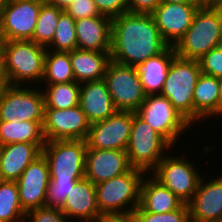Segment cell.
Returning a JSON list of instances; mask_svg holds the SVG:
<instances>
[{
	"mask_svg": "<svg viewBox=\"0 0 222 222\" xmlns=\"http://www.w3.org/2000/svg\"><path fill=\"white\" fill-rule=\"evenodd\" d=\"M168 46L152 14L127 12L112 19L110 57L116 63L135 67Z\"/></svg>",
	"mask_w": 222,
	"mask_h": 222,
	"instance_id": "obj_1",
	"label": "cell"
},
{
	"mask_svg": "<svg viewBox=\"0 0 222 222\" xmlns=\"http://www.w3.org/2000/svg\"><path fill=\"white\" fill-rule=\"evenodd\" d=\"M47 48L31 40H0L4 74L8 85L41 81ZM32 81V82H31Z\"/></svg>",
	"mask_w": 222,
	"mask_h": 222,
	"instance_id": "obj_2",
	"label": "cell"
},
{
	"mask_svg": "<svg viewBox=\"0 0 222 222\" xmlns=\"http://www.w3.org/2000/svg\"><path fill=\"white\" fill-rule=\"evenodd\" d=\"M221 42L222 5L200 6L191 26L174 48L178 57L198 61L211 49L221 46Z\"/></svg>",
	"mask_w": 222,
	"mask_h": 222,
	"instance_id": "obj_3",
	"label": "cell"
},
{
	"mask_svg": "<svg viewBox=\"0 0 222 222\" xmlns=\"http://www.w3.org/2000/svg\"><path fill=\"white\" fill-rule=\"evenodd\" d=\"M143 175H146L144 171L131 168L120 176L95 184L100 214L104 217L133 213L140 204V187Z\"/></svg>",
	"mask_w": 222,
	"mask_h": 222,
	"instance_id": "obj_4",
	"label": "cell"
},
{
	"mask_svg": "<svg viewBox=\"0 0 222 222\" xmlns=\"http://www.w3.org/2000/svg\"><path fill=\"white\" fill-rule=\"evenodd\" d=\"M201 74L197 60L173 58L161 95L165 96L178 113L191 125L194 123V89Z\"/></svg>",
	"mask_w": 222,
	"mask_h": 222,
	"instance_id": "obj_5",
	"label": "cell"
},
{
	"mask_svg": "<svg viewBox=\"0 0 222 222\" xmlns=\"http://www.w3.org/2000/svg\"><path fill=\"white\" fill-rule=\"evenodd\" d=\"M171 147L160 134L133 112L131 133L126 148L132 168L142 170L148 174L156 168L166 155L164 152L171 150Z\"/></svg>",
	"mask_w": 222,
	"mask_h": 222,
	"instance_id": "obj_6",
	"label": "cell"
},
{
	"mask_svg": "<svg viewBox=\"0 0 222 222\" xmlns=\"http://www.w3.org/2000/svg\"><path fill=\"white\" fill-rule=\"evenodd\" d=\"M86 153L84 140L46 141L42 154L49 166L50 180L79 181L85 178Z\"/></svg>",
	"mask_w": 222,
	"mask_h": 222,
	"instance_id": "obj_7",
	"label": "cell"
},
{
	"mask_svg": "<svg viewBox=\"0 0 222 222\" xmlns=\"http://www.w3.org/2000/svg\"><path fill=\"white\" fill-rule=\"evenodd\" d=\"M135 113L160 134L173 148L181 134L192 126L161 94L146 95ZM185 130V131H184Z\"/></svg>",
	"mask_w": 222,
	"mask_h": 222,
	"instance_id": "obj_8",
	"label": "cell"
},
{
	"mask_svg": "<svg viewBox=\"0 0 222 222\" xmlns=\"http://www.w3.org/2000/svg\"><path fill=\"white\" fill-rule=\"evenodd\" d=\"M28 86L8 85L0 93V121H44V94Z\"/></svg>",
	"mask_w": 222,
	"mask_h": 222,
	"instance_id": "obj_9",
	"label": "cell"
},
{
	"mask_svg": "<svg viewBox=\"0 0 222 222\" xmlns=\"http://www.w3.org/2000/svg\"><path fill=\"white\" fill-rule=\"evenodd\" d=\"M103 79L117 110L135 112L146 98L140 76L133 66L111 60Z\"/></svg>",
	"mask_w": 222,
	"mask_h": 222,
	"instance_id": "obj_10",
	"label": "cell"
},
{
	"mask_svg": "<svg viewBox=\"0 0 222 222\" xmlns=\"http://www.w3.org/2000/svg\"><path fill=\"white\" fill-rule=\"evenodd\" d=\"M196 168L193 162L184 157L166 154L150 175L184 203H188L193 198L202 178Z\"/></svg>",
	"mask_w": 222,
	"mask_h": 222,
	"instance_id": "obj_11",
	"label": "cell"
},
{
	"mask_svg": "<svg viewBox=\"0 0 222 222\" xmlns=\"http://www.w3.org/2000/svg\"><path fill=\"white\" fill-rule=\"evenodd\" d=\"M44 0H4L0 17V40H30Z\"/></svg>",
	"mask_w": 222,
	"mask_h": 222,
	"instance_id": "obj_12",
	"label": "cell"
},
{
	"mask_svg": "<svg viewBox=\"0 0 222 222\" xmlns=\"http://www.w3.org/2000/svg\"><path fill=\"white\" fill-rule=\"evenodd\" d=\"M133 122V111L117 110L103 121L90 125L85 139L87 149L126 151Z\"/></svg>",
	"mask_w": 222,
	"mask_h": 222,
	"instance_id": "obj_13",
	"label": "cell"
},
{
	"mask_svg": "<svg viewBox=\"0 0 222 222\" xmlns=\"http://www.w3.org/2000/svg\"><path fill=\"white\" fill-rule=\"evenodd\" d=\"M90 125L79 105L69 109L44 108L43 133L46 141H85Z\"/></svg>",
	"mask_w": 222,
	"mask_h": 222,
	"instance_id": "obj_14",
	"label": "cell"
},
{
	"mask_svg": "<svg viewBox=\"0 0 222 222\" xmlns=\"http://www.w3.org/2000/svg\"><path fill=\"white\" fill-rule=\"evenodd\" d=\"M50 182L49 166L43 154L32 161L16 181L24 212L44 207Z\"/></svg>",
	"mask_w": 222,
	"mask_h": 222,
	"instance_id": "obj_15",
	"label": "cell"
},
{
	"mask_svg": "<svg viewBox=\"0 0 222 222\" xmlns=\"http://www.w3.org/2000/svg\"><path fill=\"white\" fill-rule=\"evenodd\" d=\"M200 6V4L161 2L154 10L152 16L156 26L161 37L169 46H175L184 36Z\"/></svg>",
	"mask_w": 222,
	"mask_h": 222,
	"instance_id": "obj_16",
	"label": "cell"
},
{
	"mask_svg": "<svg viewBox=\"0 0 222 222\" xmlns=\"http://www.w3.org/2000/svg\"><path fill=\"white\" fill-rule=\"evenodd\" d=\"M131 168L126 151L87 149L85 178L94 185L120 176Z\"/></svg>",
	"mask_w": 222,
	"mask_h": 222,
	"instance_id": "obj_17",
	"label": "cell"
},
{
	"mask_svg": "<svg viewBox=\"0 0 222 222\" xmlns=\"http://www.w3.org/2000/svg\"><path fill=\"white\" fill-rule=\"evenodd\" d=\"M203 180L187 203L190 222L222 221V175L208 182Z\"/></svg>",
	"mask_w": 222,
	"mask_h": 222,
	"instance_id": "obj_18",
	"label": "cell"
},
{
	"mask_svg": "<svg viewBox=\"0 0 222 222\" xmlns=\"http://www.w3.org/2000/svg\"><path fill=\"white\" fill-rule=\"evenodd\" d=\"M61 211L71 222L78 218L80 222H100L103 216L97 205L95 185L86 178L77 181L68 193Z\"/></svg>",
	"mask_w": 222,
	"mask_h": 222,
	"instance_id": "obj_19",
	"label": "cell"
},
{
	"mask_svg": "<svg viewBox=\"0 0 222 222\" xmlns=\"http://www.w3.org/2000/svg\"><path fill=\"white\" fill-rule=\"evenodd\" d=\"M79 106L90 124L103 121L117 111L104 79L80 85Z\"/></svg>",
	"mask_w": 222,
	"mask_h": 222,
	"instance_id": "obj_20",
	"label": "cell"
},
{
	"mask_svg": "<svg viewBox=\"0 0 222 222\" xmlns=\"http://www.w3.org/2000/svg\"><path fill=\"white\" fill-rule=\"evenodd\" d=\"M77 48L81 50L110 52L112 18L99 15L75 21Z\"/></svg>",
	"mask_w": 222,
	"mask_h": 222,
	"instance_id": "obj_21",
	"label": "cell"
},
{
	"mask_svg": "<svg viewBox=\"0 0 222 222\" xmlns=\"http://www.w3.org/2000/svg\"><path fill=\"white\" fill-rule=\"evenodd\" d=\"M42 154L37 144L27 142L0 146V180L17 181L22 172Z\"/></svg>",
	"mask_w": 222,
	"mask_h": 222,
	"instance_id": "obj_22",
	"label": "cell"
},
{
	"mask_svg": "<svg viewBox=\"0 0 222 222\" xmlns=\"http://www.w3.org/2000/svg\"><path fill=\"white\" fill-rule=\"evenodd\" d=\"M150 173L143 177L140 187V204L134 211L167 213L181 208L185 203L163 186ZM148 177V178H147Z\"/></svg>",
	"mask_w": 222,
	"mask_h": 222,
	"instance_id": "obj_23",
	"label": "cell"
},
{
	"mask_svg": "<svg viewBox=\"0 0 222 222\" xmlns=\"http://www.w3.org/2000/svg\"><path fill=\"white\" fill-rule=\"evenodd\" d=\"M175 56L174 46H168L162 53L135 66L146 95L162 92L169 66Z\"/></svg>",
	"mask_w": 222,
	"mask_h": 222,
	"instance_id": "obj_24",
	"label": "cell"
},
{
	"mask_svg": "<svg viewBox=\"0 0 222 222\" xmlns=\"http://www.w3.org/2000/svg\"><path fill=\"white\" fill-rule=\"evenodd\" d=\"M70 61L75 81L82 84L103 79L111 57L110 52L89 51L77 48L70 51Z\"/></svg>",
	"mask_w": 222,
	"mask_h": 222,
	"instance_id": "obj_25",
	"label": "cell"
},
{
	"mask_svg": "<svg viewBox=\"0 0 222 222\" xmlns=\"http://www.w3.org/2000/svg\"><path fill=\"white\" fill-rule=\"evenodd\" d=\"M220 79L201 73L194 89V122L218 116ZM210 116V117H209Z\"/></svg>",
	"mask_w": 222,
	"mask_h": 222,
	"instance_id": "obj_26",
	"label": "cell"
},
{
	"mask_svg": "<svg viewBox=\"0 0 222 222\" xmlns=\"http://www.w3.org/2000/svg\"><path fill=\"white\" fill-rule=\"evenodd\" d=\"M22 142L37 144L42 149L46 143L43 122L0 121V146Z\"/></svg>",
	"mask_w": 222,
	"mask_h": 222,
	"instance_id": "obj_27",
	"label": "cell"
},
{
	"mask_svg": "<svg viewBox=\"0 0 222 222\" xmlns=\"http://www.w3.org/2000/svg\"><path fill=\"white\" fill-rule=\"evenodd\" d=\"M42 81L46 85L75 81L70 61V52L48 51L47 49Z\"/></svg>",
	"mask_w": 222,
	"mask_h": 222,
	"instance_id": "obj_28",
	"label": "cell"
},
{
	"mask_svg": "<svg viewBox=\"0 0 222 222\" xmlns=\"http://www.w3.org/2000/svg\"><path fill=\"white\" fill-rule=\"evenodd\" d=\"M80 83L76 81L46 85L45 108L69 109L79 105Z\"/></svg>",
	"mask_w": 222,
	"mask_h": 222,
	"instance_id": "obj_29",
	"label": "cell"
},
{
	"mask_svg": "<svg viewBox=\"0 0 222 222\" xmlns=\"http://www.w3.org/2000/svg\"><path fill=\"white\" fill-rule=\"evenodd\" d=\"M25 217L17 183L0 180V222H25Z\"/></svg>",
	"mask_w": 222,
	"mask_h": 222,
	"instance_id": "obj_30",
	"label": "cell"
},
{
	"mask_svg": "<svg viewBox=\"0 0 222 222\" xmlns=\"http://www.w3.org/2000/svg\"><path fill=\"white\" fill-rule=\"evenodd\" d=\"M63 11L61 8L44 1L41 5L37 24L30 40L38 45L47 47L52 42L60 14Z\"/></svg>",
	"mask_w": 222,
	"mask_h": 222,
	"instance_id": "obj_31",
	"label": "cell"
},
{
	"mask_svg": "<svg viewBox=\"0 0 222 222\" xmlns=\"http://www.w3.org/2000/svg\"><path fill=\"white\" fill-rule=\"evenodd\" d=\"M75 21L76 20L64 10L60 14L52 42L46 48L48 50L63 52H70L77 49Z\"/></svg>",
	"mask_w": 222,
	"mask_h": 222,
	"instance_id": "obj_32",
	"label": "cell"
},
{
	"mask_svg": "<svg viewBox=\"0 0 222 222\" xmlns=\"http://www.w3.org/2000/svg\"><path fill=\"white\" fill-rule=\"evenodd\" d=\"M137 222H190L189 207L185 203L181 208L167 213L134 211Z\"/></svg>",
	"mask_w": 222,
	"mask_h": 222,
	"instance_id": "obj_33",
	"label": "cell"
},
{
	"mask_svg": "<svg viewBox=\"0 0 222 222\" xmlns=\"http://www.w3.org/2000/svg\"><path fill=\"white\" fill-rule=\"evenodd\" d=\"M77 181L50 180L46 189V207L62 209L68 193Z\"/></svg>",
	"mask_w": 222,
	"mask_h": 222,
	"instance_id": "obj_34",
	"label": "cell"
},
{
	"mask_svg": "<svg viewBox=\"0 0 222 222\" xmlns=\"http://www.w3.org/2000/svg\"><path fill=\"white\" fill-rule=\"evenodd\" d=\"M201 73L222 79V47L211 49L199 60Z\"/></svg>",
	"mask_w": 222,
	"mask_h": 222,
	"instance_id": "obj_35",
	"label": "cell"
},
{
	"mask_svg": "<svg viewBox=\"0 0 222 222\" xmlns=\"http://www.w3.org/2000/svg\"><path fill=\"white\" fill-rule=\"evenodd\" d=\"M25 222H69L61 209L39 207L26 214Z\"/></svg>",
	"mask_w": 222,
	"mask_h": 222,
	"instance_id": "obj_36",
	"label": "cell"
},
{
	"mask_svg": "<svg viewBox=\"0 0 222 222\" xmlns=\"http://www.w3.org/2000/svg\"><path fill=\"white\" fill-rule=\"evenodd\" d=\"M65 11L75 20L100 15L93 0H75L65 9Z\"/></svg>",
	"mask_w": 222,
	"mask_h": 222,
	"instance_id": "obj_37",
	"label": "cell"
},
{
	"mask_svg": "<svg viewBox=\"0 0 222 222\" xmlns=\"http://www.w3.org/2000/svg\"><path fill=\"white\" fill-rule=\"evenodd\" d=\"M101 15L115 18L128 12V0H93Z\"/></svg>",
	"mask_w": 222,
	"mask_h": 222,
	"instance_id": "obj_38",
	"label": "cell"
},
{
	"mask_svg": "<svg viewBox=\"0 0 222 222\" xmlns=\"http://www.w3.org/2000/svg\"><path fill=\"white\" fill-rule=\"evenodd\" d=\"M160 4V0H128V12L134 14H152Z\"/></svg>",
	"mask_w": 222,
	"mask_h": 222,
	"instance_id": "obj_39",
	"label": "cell"
},
{
	"mask_svg": "<svg viewBox=\"0 0 222 222\" xmlns=\"http://www.w3.org/2000/svg\"><path fill=\"white\" fill-rule=\"evenodd\" d=\"M100 222H137L133 213L106 215Z\"/></svg>",
	"mask_w": 222,
	"mask_h": 222,
	"instance_id": "obj_40",
	"label": "cell"
},
{
	"mask_svg": "<svg viewBox=\"0 0 222 222\" xmlns=\"http://www.w3.org/2000/svg\"><path fill=\"white\" fill-rule=\"evenodd\" d=\"M46 3L54 5L62 10H65L75 0H44Z\"/></svg>",
	"mask_w": 222,
	"mask_h": 222,
	"instance_id": "obj_41",
	"label": "cell"
},
{
	"mask_svg": "<svg viewBox=\"0 0 222 222\" xmlns=\"http://www.w3.org/2000/svg\"><path fill=\"white\" fill-rule=\"evenodd\" d=\"M8 86L5 74H4V68H3V59L0 52V93Z\"/></svg>",
	"mask_w": 222,
	"mask_h": 222,
	"instance_id": "obj_42",
	"label": "cell"
},
{
	"mask_svg": "<svg viewBox=\"0 0 222 222\" xmlns=\"http://www.w3.org/2000/svg\"><path fill=\"white\" fill-rule=\"evenodd\" d=\"M166 3H178V4H199L196 0H160Z\"/></svg>",
	"mask_w": 222,
	"mask_h": 222,
	"instance_id": "obj_43",
	"label": "cell"
},
{
	"mask_svg": "<svg viewBox=\"0 0 222 222\" xmlns=\"http://www.w3.org/2000/svg\"><path fill=\"white\" fill-rule=\"evenodd\" d=\"M201 6H217V0H196Z\"/></svg>",
	"mask_w": 222,
	"mask_h": 222,
	"instance_id": "obj_44",
	"label": "cell"
},
{
	"mask_svg": "<svg viewBox=\"0 0 222 222\" xmlns=\"http://www.w3.org/2000/svg\"><path fill=\"white\" fill-rule=\"evenodd\" d=\"M220 96H219V102H218V115L220 117L222 116V79H220Z\"/></svg>",
	"mask_w": 222,
	"mask_h": 222,
	"instance_id": "obj_45",
	"label": "cell"
},
{
	"mask_svg": "<svg viewBox=\"0 0 222 222\" xmlns=\"http://www.w3.org/2000/svg\"><path fill=\"white\" fill-rule=\"evenodd\" d=\"M3 2H4V0H0V17H1V11H2Z\"/></svg>",
	"mask_w": 222,
	"mask_h": 222,
	"instance_id": "obj_46",
	"label": "cell"
},
{
	"mask_svg": "<svg viewBox=\"0 0 222 222\" xmlns=\"http://www.w3.org/2000/svg\"><path fill=\"white\" fill-rule=\"evenodd\" d=\"M222 5V0H217V6H221Z\"/></svg>",
	"mask_w": 222,
	"mask_h": 222,
	"instance_id": "obj_47",
	"label": "cell"
}]
</instances>
